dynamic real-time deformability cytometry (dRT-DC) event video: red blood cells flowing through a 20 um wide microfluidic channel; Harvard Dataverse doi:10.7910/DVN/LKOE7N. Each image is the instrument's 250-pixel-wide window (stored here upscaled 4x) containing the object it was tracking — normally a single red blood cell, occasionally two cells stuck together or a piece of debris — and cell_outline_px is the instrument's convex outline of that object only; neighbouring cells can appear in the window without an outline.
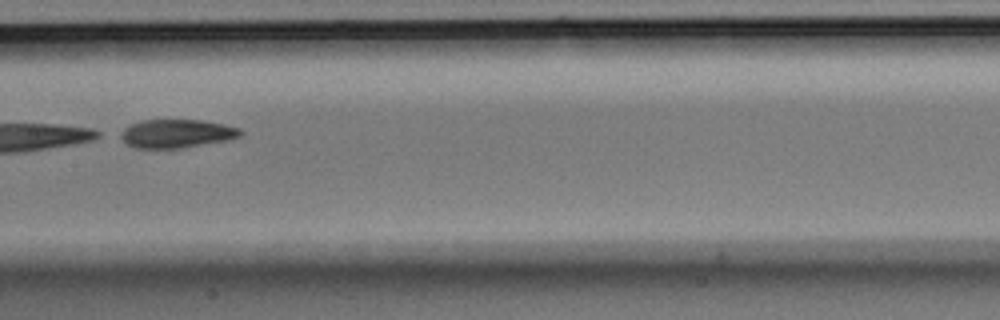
{"species": "Egyptian fruit bat (a non-hibernating species)", "species_latin": "Rousettus aegyptiacus", "temperature_condition": "room temperature", "stored_images_in_passage": 17, "segment_of_instrument_passage": [2, 2], "camera_frame_rate_fps": 3000, "um_per_image_px": 0.085, "animal": {"sex": "male"}, "frame": {"image": 1, "passage_image": 8, "time_ms": 2.333, "image_size_px": [1000, 320], "cell_outline_px": [[244, 132], [240, 136], [228, 140], [180, 148], [136, 148], [128, 144], [116, 136], [124, 128], [140, 120], [200, 120], [224, 124], [240, 128]], "centroid_in_image_um": [14.99, 11.35], "position_along_channel_um": 192.4, "area_um2": 19.94}}
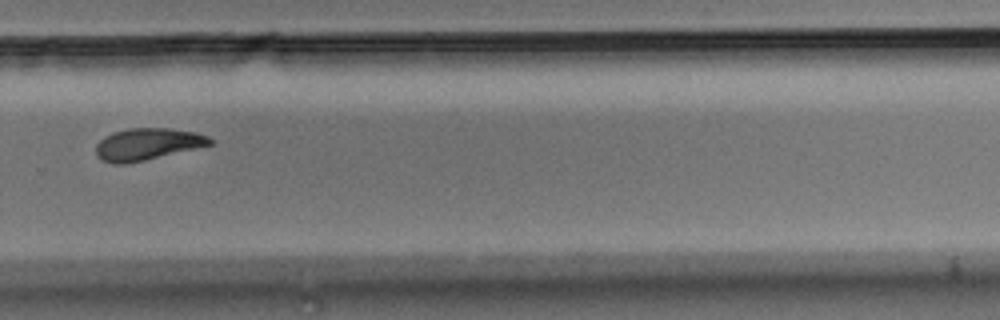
{"frame": {"image": 2, "passage_image": 12, "time_ms": 3.667, "image_size_px": [1000, 320], "cell_outline_px": [[212, 144], [144, 160], [124, 164], [112, 164], [96, 156], [96, 144], [104, 136], [112, 132], [128, 128], [168, 128], [196, 132], [208, 136], [212, 140]], "centroid_in_image_um": [12.49, 12.24], "position_along_channel_um": 317.3, "area_um2": 21.04}}
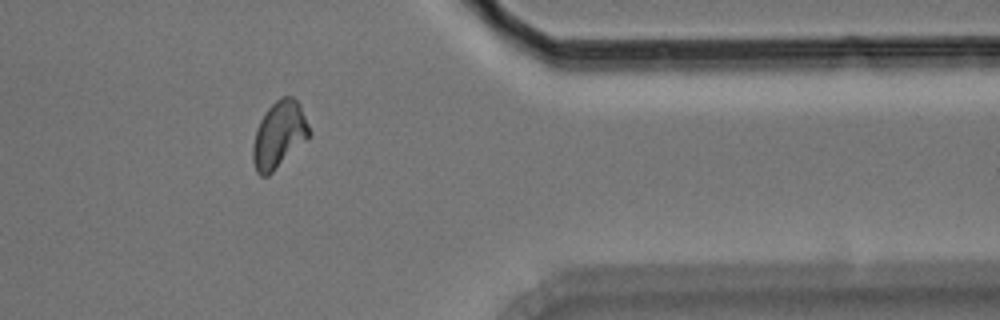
{"frame": {"image": 3, "passage_image": 14, "time_ms": 4.333, "image_size_px": [1000, 320], "cell_outline_px": [[312, 132], [268, 176], [260, 176], [256, 172], [252, 160], [252, 148], [256, 128], [264, 112], [280, 96], [292, 96], [300, 104]], "centroid_in_image_um": [23.69, 11.42], "position_along_channel_um": 387.7, "area_um2": 21.68}}